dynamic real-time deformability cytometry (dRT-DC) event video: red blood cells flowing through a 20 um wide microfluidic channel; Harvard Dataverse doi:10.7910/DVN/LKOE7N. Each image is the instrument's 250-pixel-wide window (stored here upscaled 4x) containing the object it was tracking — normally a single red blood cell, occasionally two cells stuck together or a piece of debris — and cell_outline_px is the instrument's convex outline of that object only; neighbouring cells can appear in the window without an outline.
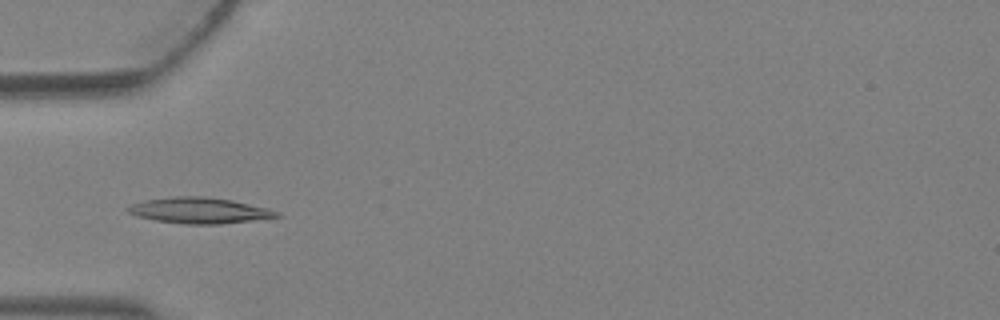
{"species": "Egyptian fruit bat (a non-hibernating species)", "species_latin": "Rousettus aegyptiacus", "temperature_condition": "warm", "stored_images_in_passage": 3, "camera_frame_rate_fps": 3000, "um_per_image_px": 0.085, "animal": {"sex": "female"}, "frame": {"image": 1, "passage_image": 3, "time_ms": 0.667, "image_size_px": [1000, 320], "cell_outline_px": [[280, 216], [220, 224], [188, 224], [156, 220], [136, 216], [128, 212], [124, 208], [132, 204], [144, 200], [172, 196], [204, 196], [232, 200], [268, 208], [280, 212]], "centroid_in_image_um": [16.91, 17.88], "position_along_channel_um": 68.1, "area_um2": 22.31}}